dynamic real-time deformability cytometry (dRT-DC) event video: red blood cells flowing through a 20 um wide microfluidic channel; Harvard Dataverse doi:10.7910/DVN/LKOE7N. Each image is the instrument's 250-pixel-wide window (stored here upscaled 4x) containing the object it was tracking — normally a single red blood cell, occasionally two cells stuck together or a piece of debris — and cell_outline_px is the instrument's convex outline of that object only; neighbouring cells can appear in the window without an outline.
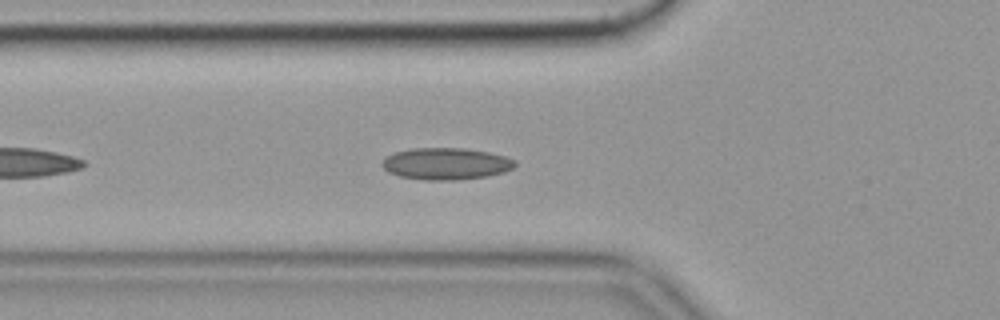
{"species": "common noctule bat (a hibernating species)", "species_latin": "Nyctalus noctula", "temperature_condition": "cold", "stored_images_in_passage": 44, "camera_frame_rate_fps": 3000, "um_per_image_px": 0.085, "animal": {"sex": "female", "body_mass_g": 19.9}, "frame": {"image": 1, "passage_image": 7, "time_ms": 2.0, "image_size_px": [1000, 320], "cell_outline_px": [[516, 164], [512, 168], [504, 172], [488, 176], [456, 180], [424, 180], [400, 176], [388, 172], [380, 164], [388, 156], [396, 152], [412, 148], [464, 148], [488, 152], [504, 156], [516, 160]], "centroid_in_image_um": [37.92, 13.92], "position_along_channel_um": 87.9, "area_um2": 24.57}, "authors_computed_cell_mechanics": {"area_um2": 22.9755, "velocity_mm_per_s": 3.5305, "shape_relaxation_time_tau1_ms": null, "shape_relaxation_time_tau2_ms": 2.8671, "deformation_change_tau1": null, "deformation_change_tau2": 0.0853}}